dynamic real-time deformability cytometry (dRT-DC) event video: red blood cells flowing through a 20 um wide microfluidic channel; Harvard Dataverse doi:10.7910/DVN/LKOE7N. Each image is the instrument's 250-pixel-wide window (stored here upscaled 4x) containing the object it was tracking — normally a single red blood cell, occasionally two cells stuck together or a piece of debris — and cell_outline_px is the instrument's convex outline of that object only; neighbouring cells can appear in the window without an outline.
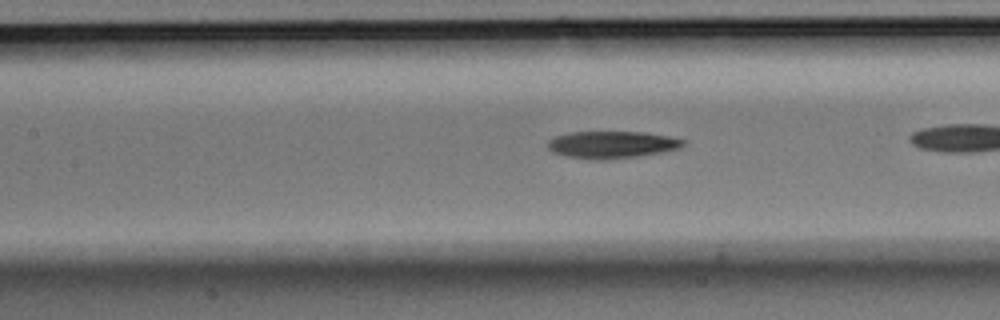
{"species": "Egyptian fruit bat (a non-hibernating species)", "species_latin": "Rousettus aegyptiacus", "temperature_condition": "room temperature", "stored_images_in_passage": 33, "camera_frame_rate_fps": 3000, "um_per_image_px": 0.085, "animal": {"sex": "male"}, "frame": {"image": 1, "passage_image": 15, "time_ms": 4.667, "image_size_px": [1000, 320], "cell_outline_px": [[684, 144], [680, 148], [660, 152], [636, 156], [604, 160], [592, 160], [568, 156], [552, 152], [548, 148], [548, 140], [556, 136], [568, 132], [644, 132], [668, 136], [684, 140]], "centroid_in_image_um": [51.97, 12.29], "position_along_channel_um": 155.4, "area_um2": 21.27}}